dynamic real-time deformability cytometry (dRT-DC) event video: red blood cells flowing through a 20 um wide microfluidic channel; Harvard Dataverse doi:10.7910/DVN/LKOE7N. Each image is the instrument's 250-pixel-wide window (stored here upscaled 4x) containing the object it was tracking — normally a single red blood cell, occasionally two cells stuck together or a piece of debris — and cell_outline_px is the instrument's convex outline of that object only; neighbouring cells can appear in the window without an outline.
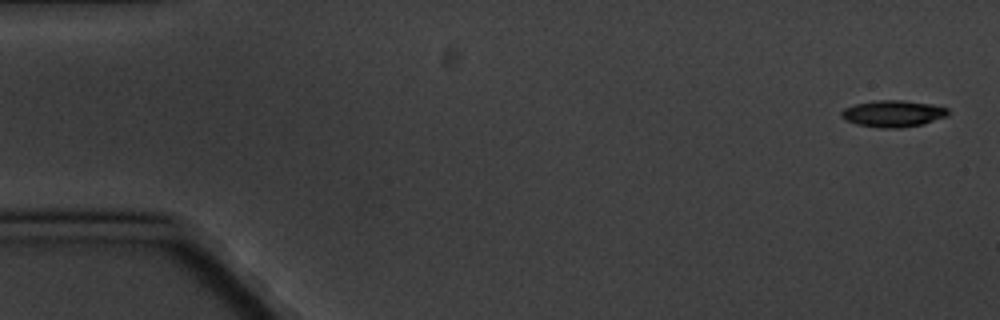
{"species": "common noctule bat (a hibernating species)", "species_latin": "Nyctalus noctula", "temperature_condition": "cold", "stored_images_in_passage": 5, "camera_frame_rate_fps": 3000, "um_per_image_px": 0.085, "animal": {"sex": "male", "body_mass_g": 20.1, "forearm_length_mm": 53.5}, "frame": {"image": 1, "passage_image": 1, "time_ms": 0.0, "image_size_px": [1000, 320], "cell_outline_px": [[948, 116], [924, 124], [900, 128], [880, 128], [856, 124], [844, 120], [840, 116], [840, 112], [844, 108], [856, 104], [880, 100], [900, 100], [932, 104], [948, 108]], "centroid_in_image_um": [75.91, 9.67], "position_along_channel_um": 9.1, "area_um2": 16.65}}